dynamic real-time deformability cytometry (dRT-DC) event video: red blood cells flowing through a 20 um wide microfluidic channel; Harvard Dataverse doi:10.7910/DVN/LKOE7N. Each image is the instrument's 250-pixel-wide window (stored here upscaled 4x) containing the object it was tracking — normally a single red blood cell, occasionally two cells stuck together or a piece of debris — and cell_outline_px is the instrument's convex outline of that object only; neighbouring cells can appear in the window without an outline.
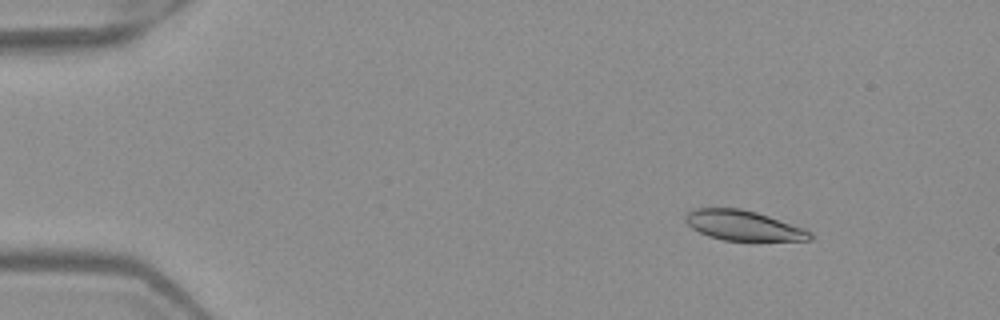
{"species": "Egyptian fruit bat (a non-hibernating species)", "species_latin": "Rousettus aegyptiacus", "temperature_condition": "warm", "stored_images_in_passage": 6, "camera_frame_rate_fps": 3000, "um_per_image_px": 0.085, "frame": {"image": 1, "passage_image": 2, "time_ms": 0.333, "image_size_px": [1000, 320], "cell_outline_px": [[812, 240], [724, 240], [708, 236], [692, 228], [684, 220], [684, 216], [692, 208], [740, 208], [756, 212], [804, 228], [812, 232]], "centroid_in_image_um": [63.15, 19.16], "position_along_channel_um": 21.8, "area_um2": 21.62}}
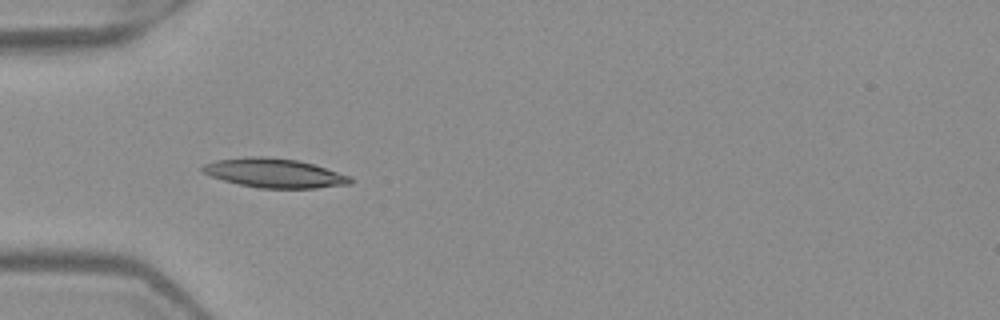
{"frame": {"image": 2, "passage_image": 5, "time_ms": 1.333, "image_size_px": [1000, 320], "cell_outline_px": [[352, 184], [316, 188], [260, 188], [240, 184], [224, 180], [200, 172], [200, 168], [204, 164], [216, 160], [244, 156], [268, 156], [296, 160], [312, 164], [352, 176]], "centroid_in_image_um": [23.31, 14.7], "position_along_channel_um": 61.7, "area_um2": 25.2}}
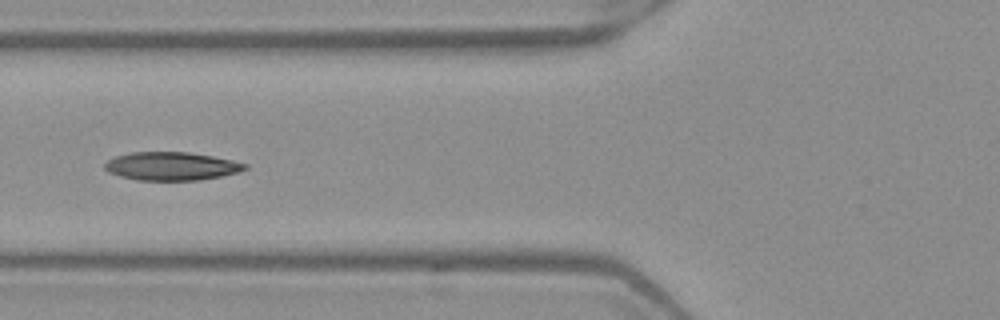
{"frame": {"image": 3, "passage_image": 6, "time_ms": 1.667, "image_size_px": [1000, 320], "cell_outline_px": [[248, 168], [236, 172], [220, 176], [200, 180], [136, 180], [120, 176], [108, 172], [104, 168], [104, 164], [108, 160], [116, 156], [132, 152], [188, 152], [212, 156], [232, 160], [248, 164]], "centroid_in_image_um": [14.55, 14.12], "position_along_channel_um": 111.2, "area_um2": 23.0}}